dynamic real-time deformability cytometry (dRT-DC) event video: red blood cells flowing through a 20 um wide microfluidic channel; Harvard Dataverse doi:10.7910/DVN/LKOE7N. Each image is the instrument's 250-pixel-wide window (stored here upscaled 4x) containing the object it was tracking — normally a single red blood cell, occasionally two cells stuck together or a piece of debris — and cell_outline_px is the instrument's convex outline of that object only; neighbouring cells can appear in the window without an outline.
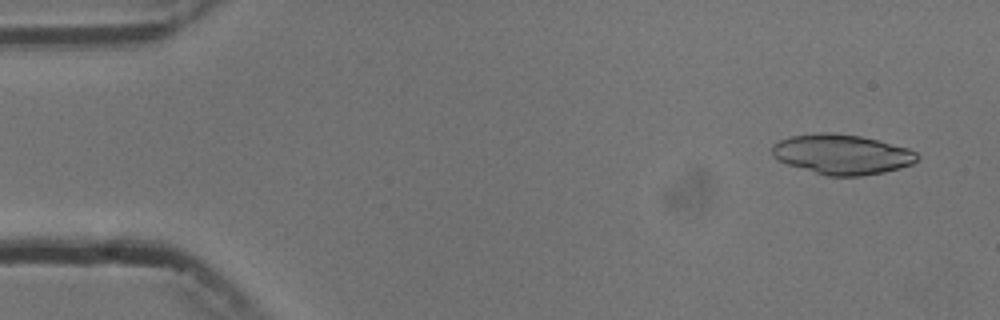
{"species": "common noctule bat (a hibernating species)", "species_latin": "Nyctalus noctula", "temperature_condition": "cold", "stored_images_in_passage": 4, "camera_frame_rate_fps": 3000, "um_per_image_px": 0.085, "animal": {"sex": "male", "body_mass_g": 13.3}, "frame": {"image": 1, "passage_image": 1, "time_ms": 0.0, "image_size_px": [1000, 320], "cell_outline_px": [[920, 156], [912, 164], [900, 168], [884, 172], [860, 176], [828, 176], [788, 164], [776, 160], [772, 156], [772, 144], [780, 140], [792, 136], [824, 132], [860, 136], [880, 140], [908, 148], [916, 152]], "centroid_in_image_um": [71.57, 13.12], "position_along_channel_um": 13.4, "area_um2": 33.7}}